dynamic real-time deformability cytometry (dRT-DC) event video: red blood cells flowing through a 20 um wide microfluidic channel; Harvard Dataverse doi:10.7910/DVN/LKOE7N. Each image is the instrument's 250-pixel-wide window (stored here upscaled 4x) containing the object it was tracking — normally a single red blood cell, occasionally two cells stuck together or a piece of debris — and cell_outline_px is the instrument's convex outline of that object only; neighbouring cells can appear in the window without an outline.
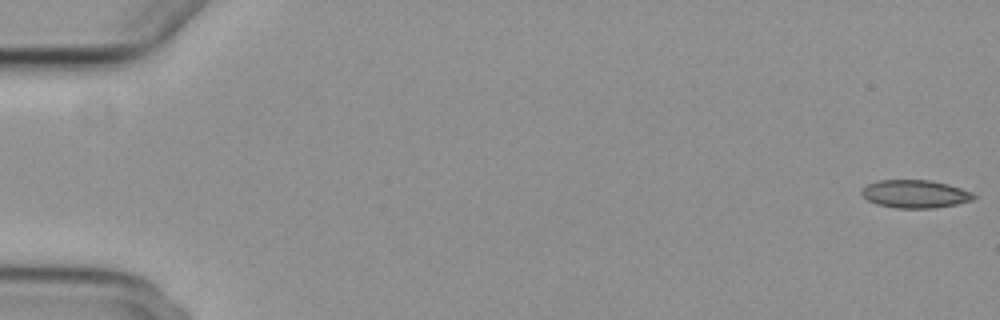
{"species": "common noctule bat (a hibernating species)", "species_latin": "Nyctalus noctula", "temperature_condition": "cold", "stored_images_in_passage": 56, "camera_frame_rate_fps": 3000, "um_per_image_px": 0.085, "animal": {"sex": "female", "body_mass_g": 29.2, "forearm_length_mm": 56.3}, "frame": {"image": 1, "passage_image": 1, "time_ms": 0.0, "image_size_px": [1000, 320], "cell_outline_px": [[976, 196], [972, 200], [956, 204], [932, 208], [896, 208], [876, 204], [868, 200], [860, 192], [860, 188], [868, 184], [880, 180], [928, 180], [948, 184], [972, 192]], "centroid_in_image_um": [77.76, 16.48], "position_along_channel_um": 7.2, "area_um2": 18.21}}
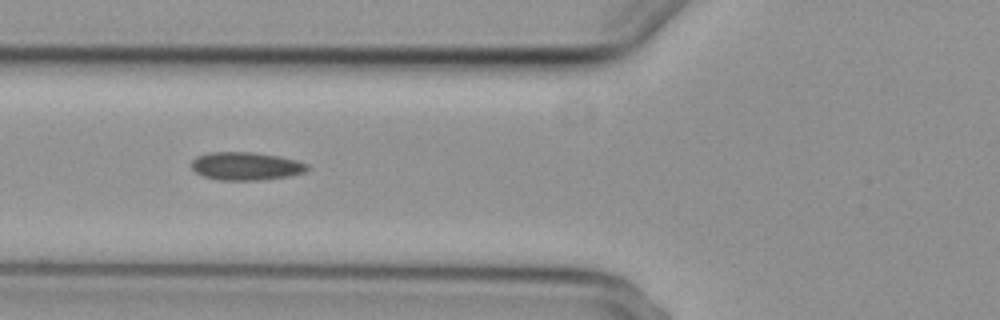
{"frame": {"image": 2, "passage_image": 22, "time_ms": 7.0, "image_size_px": [1000, 320], "cell_outline_px": [[308, 168], [304, 172], [288, 176], [260, 180], [220, 180], [204, 176], [196, 172], [192, 168], [192, 160], [196, 156], [208, 152], [252, 152], [276, 156], [296, 160], [308, 164]], "centroid_in_image_um": [20.88, 14.12], "position_along_channel_um": 104.9, "area_um2": 18.79}}
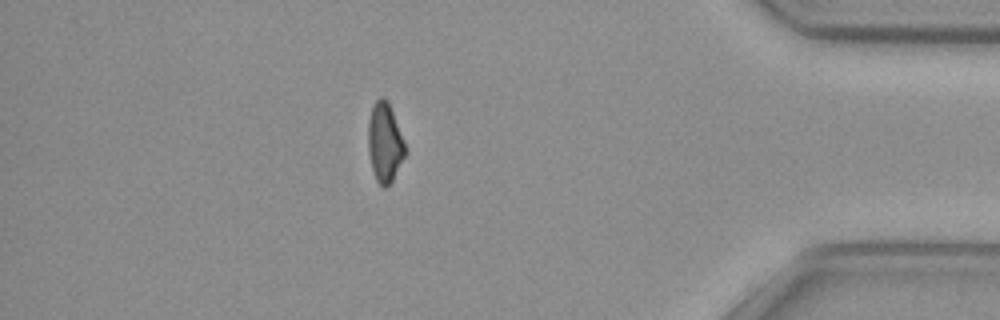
{"frame": {"image": 3, "passage_image": 49, "time_ms": 16.0, "image_size_px": [1000, 320], "cell_outline_px": [[408, 152], [392, 180], [384, 188], [376, 180], [372, 168], [368, 152], [368, 120], [372, 104], [380, 96], [384, 96], [388, 100], [404, 140]], "centroid_in_image_um": [32.71, 12.07], "position_along_channel_um": 402.5, "area_um2": 17.4}, "authors_computed_cell_mechanics": {"area_um2": 18.2648, "velocity_mm_per_s": 3.7505, "shape_relaxation_time_tau1_ms": 9.5659, "shape_relaxation_time_tau2_ms": 3.2066, "deformation_change_tau1": 0.1705, "deformation_change_tau2": 0.0793}}